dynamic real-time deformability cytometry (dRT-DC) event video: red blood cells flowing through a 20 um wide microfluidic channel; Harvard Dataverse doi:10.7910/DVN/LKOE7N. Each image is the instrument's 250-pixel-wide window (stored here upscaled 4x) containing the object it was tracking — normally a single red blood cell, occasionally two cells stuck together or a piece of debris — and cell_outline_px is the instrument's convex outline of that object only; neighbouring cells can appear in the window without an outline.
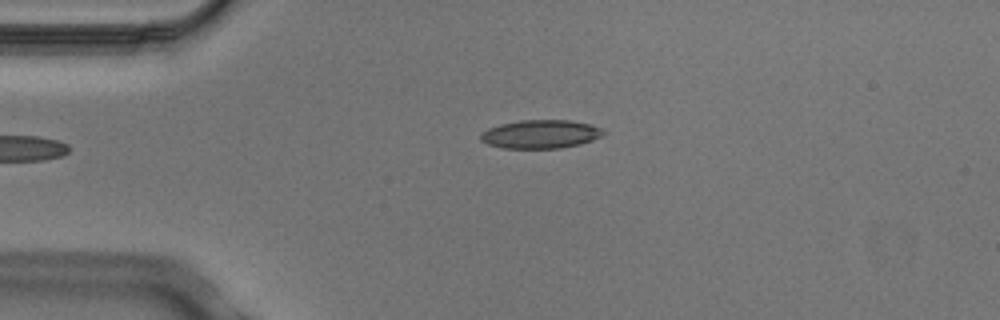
{"species": "Egyptian fruit bat (a non-hibernating species)", "species_latin": "Rousettus aegyptiacus", "temperature_condition": "cold", "stored_images_in_passage": 5, "camera_frame_rate_fps": 3000, "um_per_image_px": 0.085, "animal": {"sex": "male"}, "frame": {"image": 1, "passage_image": 5, "time_ms": 1.333, "image_size_px": [1000, 320], "cell_outline_px": [[608, 132], [592, 140], [580, 144], [560, 148], [504, 148], [488, 144], [480, 140], [480, 132], [488, 128], [500, 124], [520, 120], [568, 120], [592, 124], [604, 128]], "centroid_in_image_um": [45.97, 11.39], "position_along_channel_um": 39.0, "area_um2": 20.58}}